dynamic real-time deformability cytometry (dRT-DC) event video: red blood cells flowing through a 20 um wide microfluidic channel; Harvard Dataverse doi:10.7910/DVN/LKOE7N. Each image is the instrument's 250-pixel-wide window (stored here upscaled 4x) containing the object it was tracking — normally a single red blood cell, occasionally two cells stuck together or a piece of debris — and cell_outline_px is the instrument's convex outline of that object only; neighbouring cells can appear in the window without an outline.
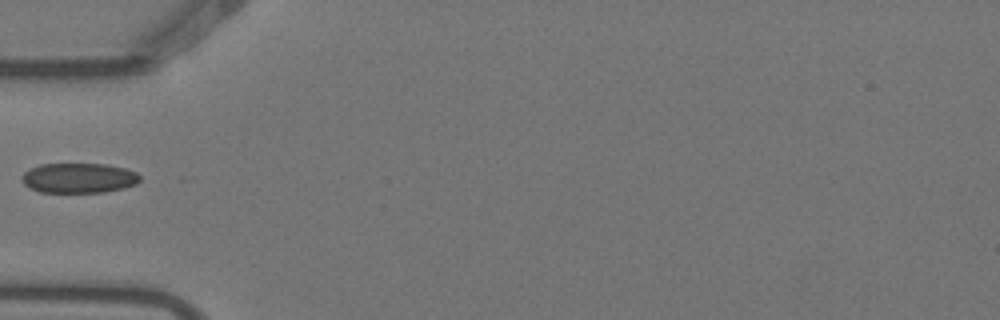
{"species": "Egyptian fruit bat (a non-hibernating species)", "species_latin": "Rousettus aegyptiacus", "temperature_condition": "warm", "stored_images_in_passage": 5, "camera_frame_rate_fps": 3000, "um_per_image_px": 0.085, "animal": {"sex": "female"}, "frame": {"image": 1, "passage_image": 5, "time_ms": 1.333, "image_size_px": [1000, 320], "cell_outline_px": [[140, 180], [136, 184], [124, 188], [104, 192], [40, 192], [24, 184], [24, 172], [28, 168], [40, 164], [104, 164], [124, 168], [136, 172], [140, 176]], "centroid_in_image_um": [6.72, 15.13], "position_along_channel_um": 78.3, "area_um2": 20.46}}